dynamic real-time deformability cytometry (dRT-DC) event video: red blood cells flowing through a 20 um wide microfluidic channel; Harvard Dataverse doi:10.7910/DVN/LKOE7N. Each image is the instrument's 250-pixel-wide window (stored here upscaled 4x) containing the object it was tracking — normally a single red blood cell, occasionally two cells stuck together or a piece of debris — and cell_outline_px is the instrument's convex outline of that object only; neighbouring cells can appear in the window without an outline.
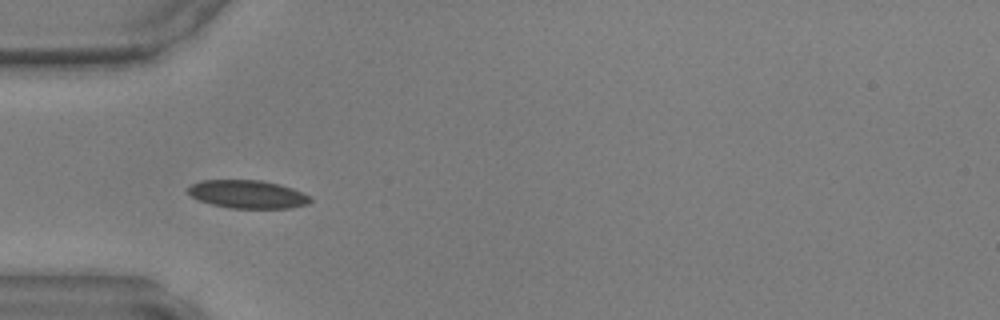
{"species": "common noctule bat (a hibernating species)", "species_latin": "Nyctalus noctula", "temperature_condition": "warm", "stored_images_in_passage": 34, "camera_frame_rate_fps": 3000, "um_per_image_px": 0.085, "animal": {"sex": "male", "body_mass_g": 17.9, "forearm_length_mm": 54.2}, "frame": {"image": 1, "passage_image": 1, "time_ms": 0.0, "image_size_px": [1000, 320], "cell_outline_px": [[312, 200], [308, 204], [288, 208], [228, 208], [212, 204], [200, 200], [192, 196], [188, 192], [188, 188], [192, 184], [200, 180], [260, 180], [280, 184], [292, 188], [312, 196]], "centroid_in_image_um": [21.08, 16.51], "position_along_channel_um": 63.9, "area_um2": 20.06}}
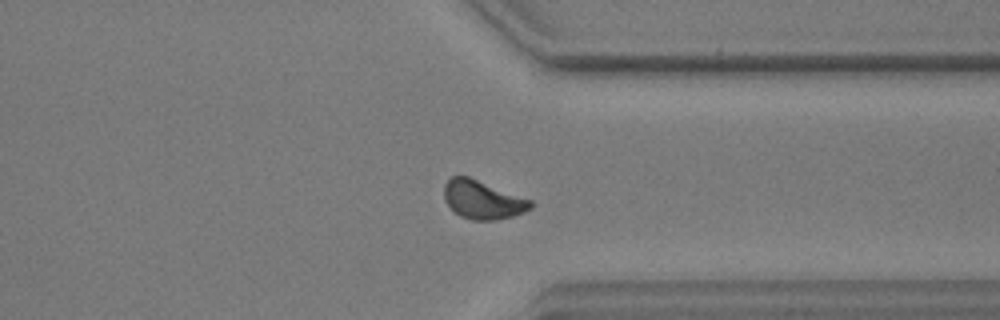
{"frame": {"image": 2, "passage_image": 23, "time_ms": 7.333, "image_size_px": [1000, 320], "cell_outline_px": [[532, 208], [524, 212], [512, 216], [496, 220], [472, 220], [460, 216], [444, 200], [444, 184], [452, 176], [468, 176], [532, 200]], "centroid_in_image_um": [41.03, 16.98], "position_along_channel_um": 370.4, "area_um2": 19.31}}
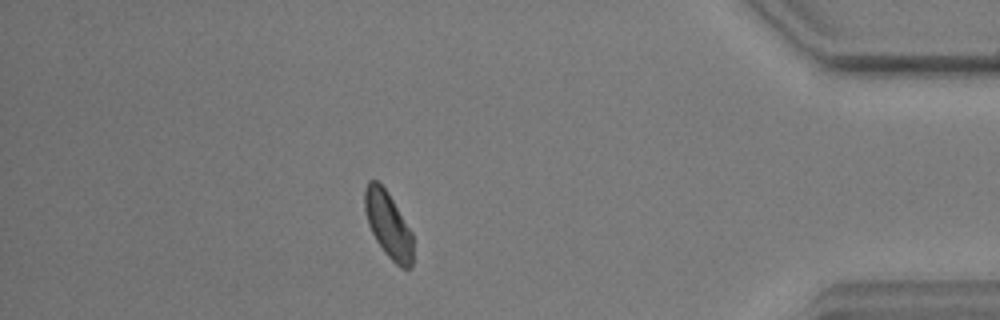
{"frame": {"image": 3, "passage_image": 28, "time_ms": 9.0, "image_size_px": [1000, 320], "cell_outline_px": [[412, 264], [408, 268], [400, 268], [384, 252], [376, 240], [368, 224], [364, 208], [364, 188], [368, 180], [376, 180], [388, 192], [412, 232]], "centroid_in_image_um": [32.98, 19.08], "position_along_channel_um": 402.2, "area_um2": 18.5}}